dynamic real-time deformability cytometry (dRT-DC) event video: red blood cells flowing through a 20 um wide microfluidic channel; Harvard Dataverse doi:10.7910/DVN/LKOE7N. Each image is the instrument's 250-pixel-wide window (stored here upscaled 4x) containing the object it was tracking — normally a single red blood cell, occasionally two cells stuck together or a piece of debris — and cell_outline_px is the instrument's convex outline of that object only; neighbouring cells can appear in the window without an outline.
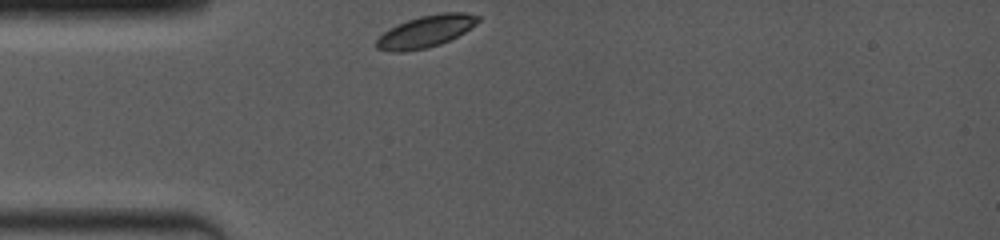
{"species": "common noctule bat (a hibernating species)", "species_latin": "Nyctalus noctula", "temperature_condition": "room temperature", "stored_images_in_passage": 55, "camera_frame_rate_fps": 4000, "um_per_image_px": 0.085, "animal": {"sex": "female", "body_mass_g": 19.0, "forearm_length_mm": 53.3}, "frame": {"image": 1, "passage_image": 1, "time_ms": 0.0, "image_size_px": [1000, 240], "cell_outline_px": [[480, 20], [476, 24], [464, 32], [440, 44], [428, 48], [404, 52], [392, 52], [376, 48], [376, 40], [388, 28], [408, 20], [420, 16], [440, 12], [464, 12], [480, 16]], "centroid_in_image_um": [36.18, 2.67], "position_along_channel_um": 48.8, "area_um2": 18.9}}
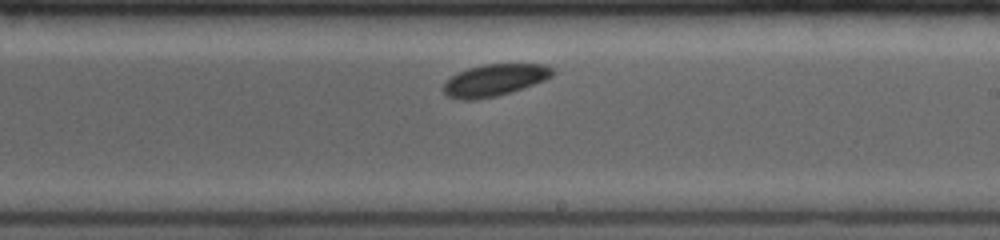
{"frame": {"image": 2, "passage_image": 33, "time_ms": 5.5, "image_size_px": [1000, 240], "cell_outline_px": [[556, 72], [552, 76], [544, 80], [512, 92], [496, 96], [476, 100], [464, 100], [448, 96], [444, 92], [444, 84], [452, 76], [468, 68], [484, 64], [544, 64], [552, 68]], "centroid_in_image_um": [42.07, 6.81], "position_along_channel_um": 246.9, "area_um2": 20.11}}
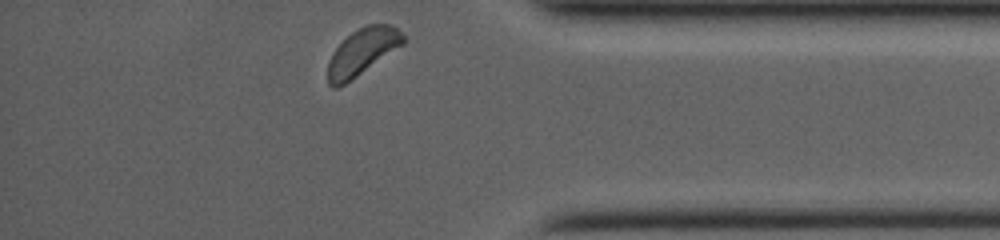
{"frame": {"image": 3, "passage_image": 55, "time_ms": 9.75, "image_size_px": [1000, 240], "cell_outline_px": [[404, 44], [344, 84], [336, 88], [332, 88], [328, 84], [328, 60], [332, 52], [352, 32], [368, 24], [392, 24], [404, 36]], "centroid_in_image_um": [30.78, 4.4], "position_along_channel_um": 404.4, "area_um2": 20.06}}